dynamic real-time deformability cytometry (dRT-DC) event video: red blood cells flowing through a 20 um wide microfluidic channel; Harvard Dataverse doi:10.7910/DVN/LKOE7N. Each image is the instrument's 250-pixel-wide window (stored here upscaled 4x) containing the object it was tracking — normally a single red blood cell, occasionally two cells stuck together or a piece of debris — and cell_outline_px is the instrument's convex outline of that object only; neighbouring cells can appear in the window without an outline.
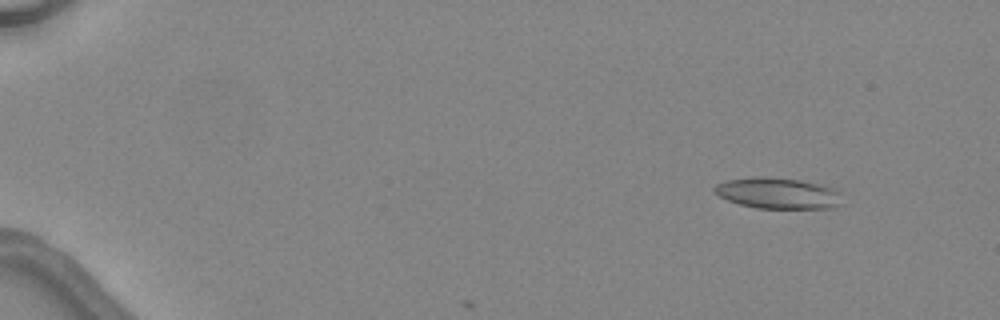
{"species": "common noctule bat (a hibernating species)", "species_latin": "Nyctalus noctula", "temperature_condition": "warm", "stored_images_in_passage": 4, "camera_frame_rate_fps": 3000, "um_per_image_px": 0.085, "animal": {"sex": "female", "body_mass_g": 24.6, "forearm_length_mm": 56.2}, "frame": {"image": 1, "passage_image": 2, "time_ms": 1.333, "image_size_px": [1000, 320], "cell_outline_px": [[840, 204], [832, 208], [756, 208], [740, 204], [728, 200], [720, 196], [712, 188], [716, 184], [728, 180], [764, 176], [800, 180], [832, 188], [840, 192]], "centroid_in_image_um": [66.11, 16.43], "position_along_channel_um": 18.9, "area_um2": 22.72}}